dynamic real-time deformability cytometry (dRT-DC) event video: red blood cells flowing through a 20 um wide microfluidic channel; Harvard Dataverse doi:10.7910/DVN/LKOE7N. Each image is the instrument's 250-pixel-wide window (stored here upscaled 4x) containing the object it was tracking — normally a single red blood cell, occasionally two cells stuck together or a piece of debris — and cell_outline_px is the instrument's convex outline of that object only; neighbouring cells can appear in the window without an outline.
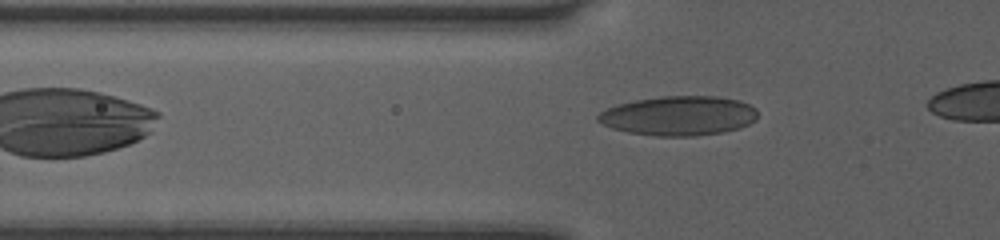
{"species": "human", "species_latin": "Homo sapiens", "temperature_condition": "room temperature", "stored_images_in_passage": 30, "camera_frame_rate_fps": 3000, "um_per_image_px": 0.085, "donor": {"sex": "female"}, "frame": {"image": 1, "passage_image": 3, "time_ms": 0.667, "image_size_px": [1000, 240], "cell_outline_px": [[756, 120], [740, 128], [720, 132], [696, 136], [656, 136], [628, 132], [612, 128], [596, 120], [596, 116], [600, 112], [608, 108], [620, 104], [636, 100], [660, 96], [716, 96], [740, 100], [756, 108]], "centroid_in_image_um": [57.71, 9.84], "position_along_channel_um": 68.1, "area_um2": 36.65}}
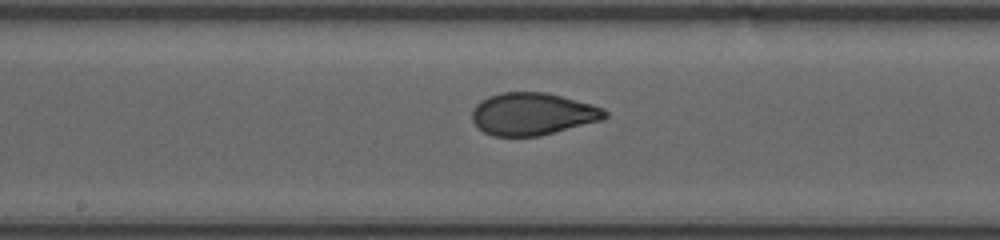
{"frame": {"image": 2, "passage_image": 13, "time_ms": 4.0, "image_size_px": [1000, 240], "cell_outline_px": [[608, 116], [604, 120], [540, 136], [492, 136], [484, 132], [472, 120], [472, 108], [480, 100], [488, 96], [500, 92], [544, 92], [592, 104], [604, 108], [608, 112]], "centroid_in_image_um": [45.29, 9.69], "position_along_channel_um": 202.9, "area_um2": 33.0}}
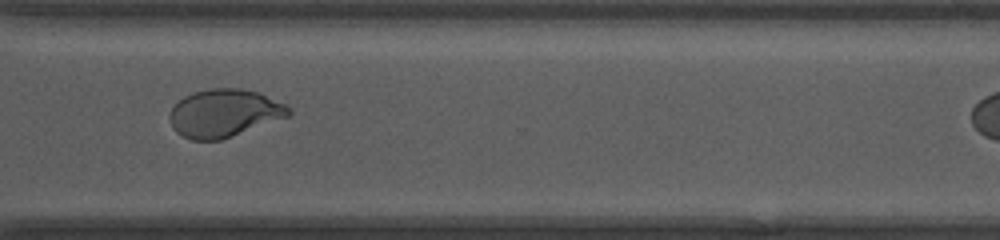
{"frame": {"image": 3, "passage_image": 24, "time_ms": 7.667, "image_size_px": [1000, 240], "cell_outline_px": [[292, 116], [220, 140], [192, 140], [176, 132], [172, 128], [168, 116], [172, 108], [184, 96], [192, 92], [212, 88], [240, 88], [256, 92], [284, 104], [292, 112]], "centroid_in_image_um": [19.05, 9.63], "position_along_channel_um": 351.6, "area_um2": 33.12}}